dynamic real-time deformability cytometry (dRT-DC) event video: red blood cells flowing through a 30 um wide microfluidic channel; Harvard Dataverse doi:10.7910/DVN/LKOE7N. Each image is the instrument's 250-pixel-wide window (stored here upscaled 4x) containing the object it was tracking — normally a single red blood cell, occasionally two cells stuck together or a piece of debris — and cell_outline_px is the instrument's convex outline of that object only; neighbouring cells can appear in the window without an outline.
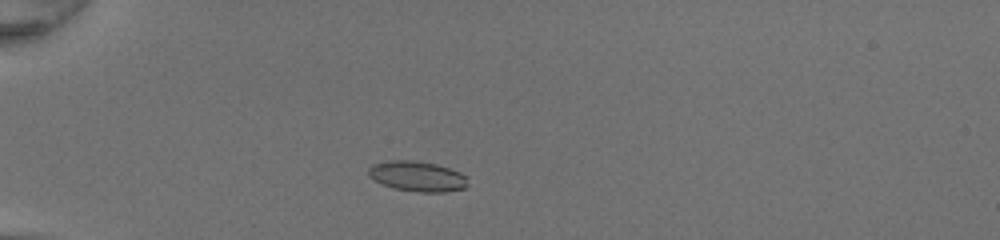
{"species": "common noctule bat (a hibernating species)", "species_latin": "Nyctalus noctula", "temperature_condition": "room temperature", "stored_images_in_passage": 42, "camera_frame_rate_fps": 3000, "um_per_image_px": 0.085, "animal": {"sex": "female", "body_mass_g": 20.0, "forearm_length_mm": 54.0}, "frame": {"image": 1, "passage_image": 8, "time_ms": 2.333, "image_size_px": [1000, 240], "cell_outline_px": [[468, 184], [464, 188], [444, 192], [416, 192], [396, 188], [384, 184], [368, 176], [368, 168], [372, 164], [388, 160], [412, 160], [436, 164], [460, 172], [468, 176]], "centroid_in_image_um": [35.49, 14.98], "position_along_channel_um": 49.5, "area_um2": 17.51}}
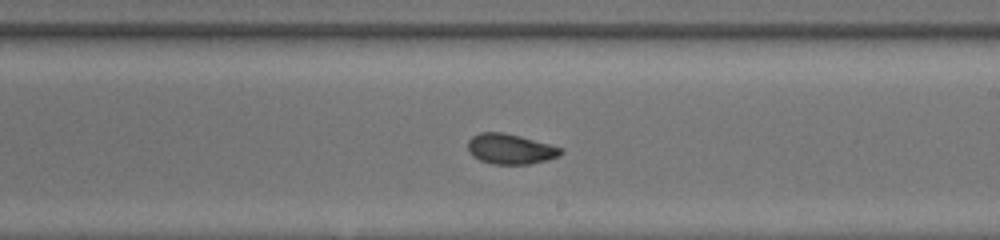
{"frame": {"image": 2, "passage_image": 24, "time_ms": 7.667, "image_size_px": [1000, 240], "cell_outline_px": [[564, 152], [560, 156], [532, 164], [492, 164], [480, 160], [472, 156], [468, 152], [468, 140], [472, 136], [480, 132], [504, 132], [520, 136], [564, 148]], "centroid_in_image_um": [43.39, 12.66], "position_along_channel_um": 245.6, "area_um2": 16.59}}
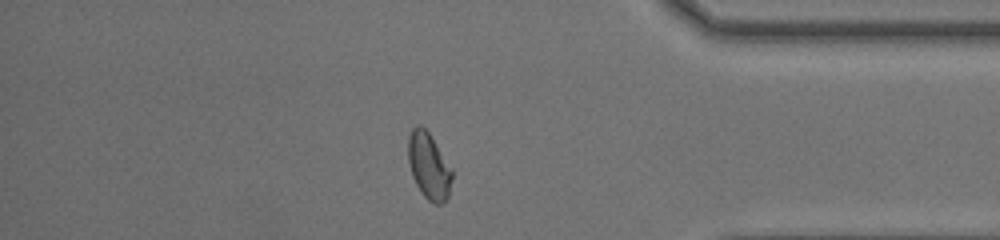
{"frame": {"image": 3, "passage_image": 36, "time_ms": 11.667, "image_size_px": [1000, 240], "cell_outline_px": [[452, 180], [448, 196], [440, 204], [432, 204], [420, 192], [412, 176], [408, 160], [408, 136], [412, 128], [416, 124], [420, 124], [428, 132], [452, 168]], "centroid_in_image_um": [36.44, 14.1], "position_along_channel_um": 398.8, "area_um2": 16.99}, "authors_computed_cell_mechanics": {"area_um2": 16.9354, "velocity_mm_per_s": 4.2934, "shape_relaxation_time_tau1_ms": 4.8276, "shape_relaxation_time_tau2_ms": 1.0928, "deformation_change_tau1": 0.1209, "deformation_change_tau2": 0.0557}}